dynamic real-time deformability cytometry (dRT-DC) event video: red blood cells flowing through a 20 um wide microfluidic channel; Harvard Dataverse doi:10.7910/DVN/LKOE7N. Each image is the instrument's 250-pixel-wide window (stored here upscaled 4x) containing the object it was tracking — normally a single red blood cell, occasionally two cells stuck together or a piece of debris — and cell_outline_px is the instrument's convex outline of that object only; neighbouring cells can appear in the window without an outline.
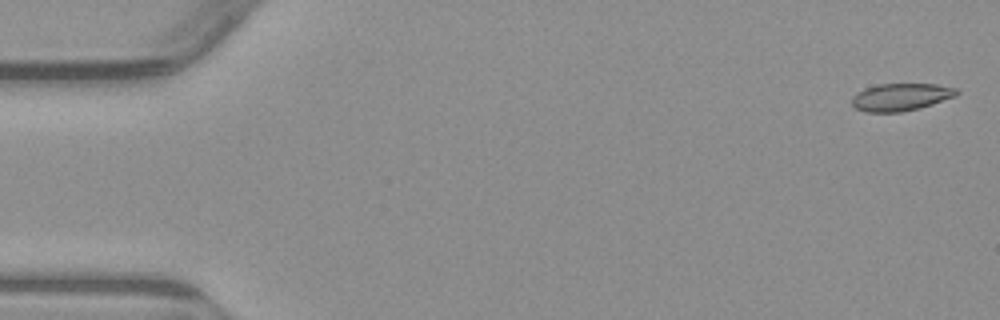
{"species": "common noctule bat (a hibernating species)", "species_latin": "Nyctalus noctula", "temperature_condition": "warm", "stored_images_in_passage": 4, "camera_frame_rate_fps": 3000, "um_per_image_px": 0.085, "animal": {"sex": "male", "body_mass_g": 23.1, "forearm_length_mm": 52.7}, "frame": {"image": 1, "passage_image": 1, "time_ms": 0.0, "image_size_px": [1000, 320], "cell_outline_px": [[960, 92], [956, 96], [920, 108], [900, 112], [864, 112], [856, 108], [852, 104], [852, 96], [856, 92], [864, 88], [876, 84], [936, 84], [956, 88]], "centroid_in_image_um": [76.55, 8.24], "position_along_channel_um": 8.4, "area_um2": 16.88}}
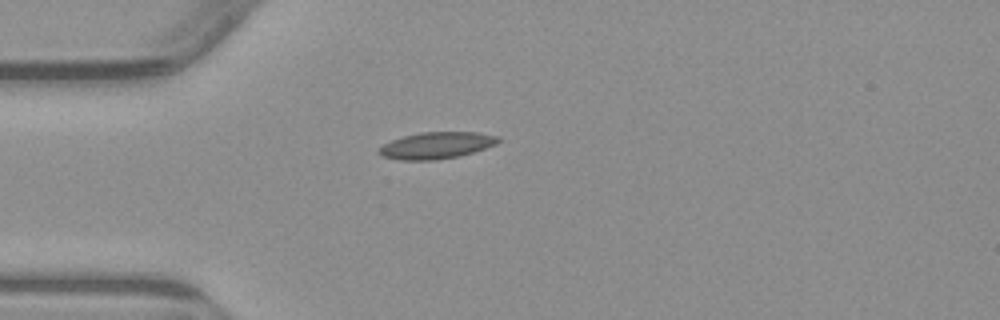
{"frame": {"image": 2, "passage_image": 4, "time_ms": 4.333, "image_size_px": [1000, 320], "cell_outline_px": [[500, 140], [496, 144], [460, 156], [436, 160], [400, 160], [380, 156], [376, 152], [384, 144], [392, 140], [404, 136], [420, 132], [476, 132], [500, 136]], "centroid_in_image_um": [37.08, 12.36], "position_along_channel_um": 47.9, "area_um2": 18.55}}